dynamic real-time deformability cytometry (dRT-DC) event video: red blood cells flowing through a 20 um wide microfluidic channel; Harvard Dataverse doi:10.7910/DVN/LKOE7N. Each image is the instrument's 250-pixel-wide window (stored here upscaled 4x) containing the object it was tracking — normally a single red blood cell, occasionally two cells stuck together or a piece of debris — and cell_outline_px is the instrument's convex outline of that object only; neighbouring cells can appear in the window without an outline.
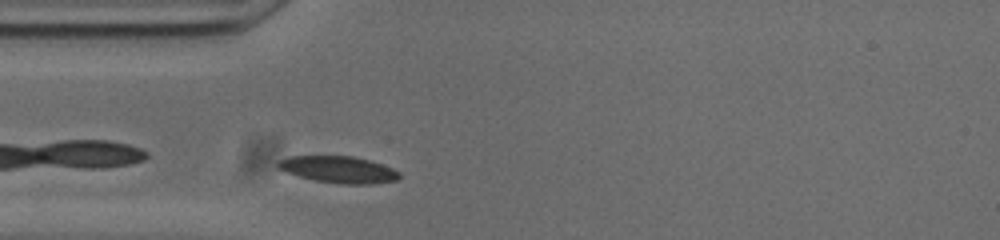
{"species": "common noctule bat (a hibernating species)", "species_latin": "Nyctalus noctula", "temperature_condition": "cold", "stored_images_in_passage": 37, "camera_frame_rate_fps": 3000, "um_per_image_px": 0.085, "animal": {"sex": "male", "body_mass_g": 20.0, "forearm_length_mm": 53.3}, "frame": {"image": 1, "passage_image": 2, "time_ms": 0.333, "image_size_px": [1000, 240], "cell_outline_px": [[400, 176], [396, 180], [372, 184], [344, 184], [316, 180], [300, 176], [276, 168], [276, 164], [280, 160], [288, 156], [352, 156], [368, 160], [392, 168], [400, 172]], "centroid_in_image_um": [28.77, 14.41], "position_along_channel_um": 56.2, "area_um2": 18.67}}
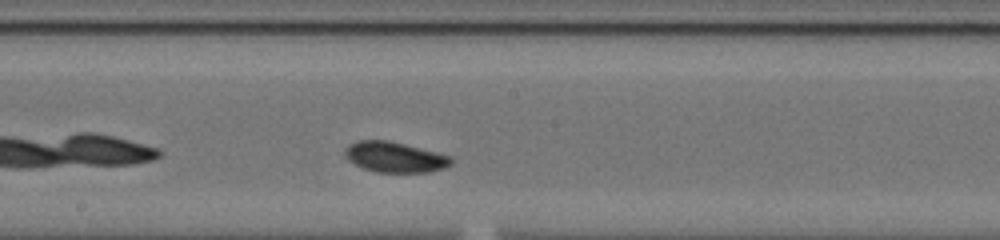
{"frame": {"image": 2, "passage_image": 15, "time_ms": 4.667, "image_size_px": [1000, 240], "cell_outline_px": [[452, 164], [444, 168], [428, 172], [376, 172], [364, 168], [348, 160], [344, 156], [344, 148], [348, 144], [356, 140], [388, 140], [452, 156]], "centroid_in_image_um": [33.53, 13.34], "position_along_channel_um": 214.7, "area_um2": 18.9}}
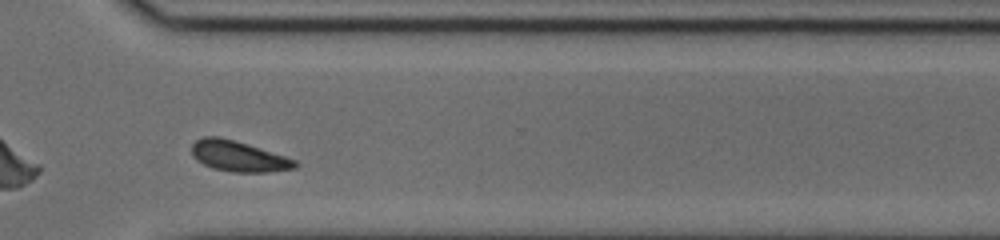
{"frame": {"image": 3, "passage_image": 26, "time_ms": 8.333, "image_size_px": [1000, 240], "cell_outline_px": [[300, 164], [296, 168], [268, 172], [232, 172], [212, 168], [196, 160], [192, 156], [192, 144], [196, 140], [204, 136], [220, 136], [236, 140], [296, 160]], "centroid_in_image_um": [20.26, 13.28], "position_along_channel_um": 350.3, "area_um2": 18.55}, "authors_computed_cell_mechanics": {"area_um2": 18.5538, "velocity_mm_per_s": 3.6951, "shape_relaxation_time_tau1_ms": 3.5432, "shape_relaxation_time_tau2_ms": null, "deformation_change_tau1": 0.1142, "deformation_change_tau2": null}}